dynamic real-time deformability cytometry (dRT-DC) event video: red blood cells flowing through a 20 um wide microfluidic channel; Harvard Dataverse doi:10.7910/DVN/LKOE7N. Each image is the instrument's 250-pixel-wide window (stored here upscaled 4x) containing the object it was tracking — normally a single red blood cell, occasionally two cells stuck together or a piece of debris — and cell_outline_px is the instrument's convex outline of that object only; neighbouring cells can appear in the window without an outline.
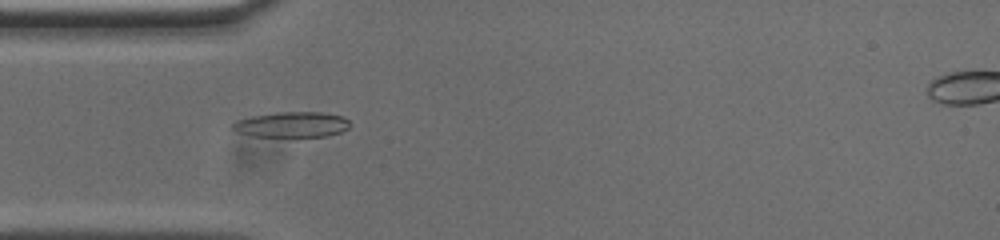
{"species": "common noctule bat (a hibernating species)", "species_latin": "Nyctalus noctula", "temperature_condition": "cold", "stored_images_in_passage": 46, "camera_frame_rate_fps": 3000, "um_per_image_px": 0.085, "animal": {"sex": "male", "body_mass_g": 20.0, "forearm_length_mm": 53.3}, "frame": {"image": 1, "passage_image": 8, "time_ms": 2.333, "image_size_px": [1000, 240], "cell_outline_px": [[352, 124], [348, 128], [340, 132], [328, 136], [252, 136], [240, 132], [232, 128], [232, 124], [236, 120], [252, 116], [276, 112], [320, 112], [344, 116]], "centroid_in_image_um": [24.85, 10.58], "position_along_channel_um": 60.2, "area_um2": 17.34}}
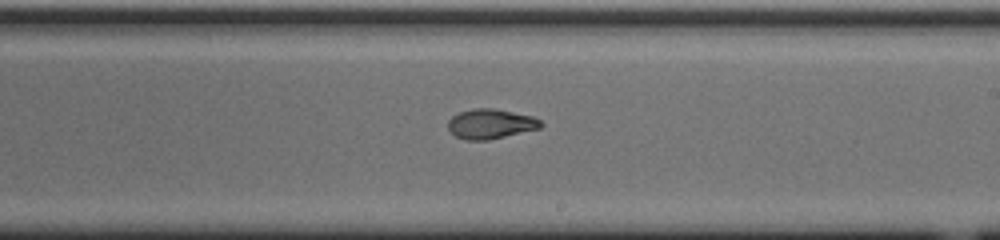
{"frame": {"image": 2, "passage_image": 23, "time_ms": 7.333, "image_size_px": [1000, 240], "cell_outline_px": [[544, 124], [540, 128], [488, 140], [464, 140], [456, 136], [448, 128], [448, 120], [452, 116], [460, 112], [472, 108], [492, 108], [532, 116], [540, 120]], "centroid_in_image_um": [41.69, 10.53], "position_along_channel_um": 247.3, "area_um2": 16.01}}
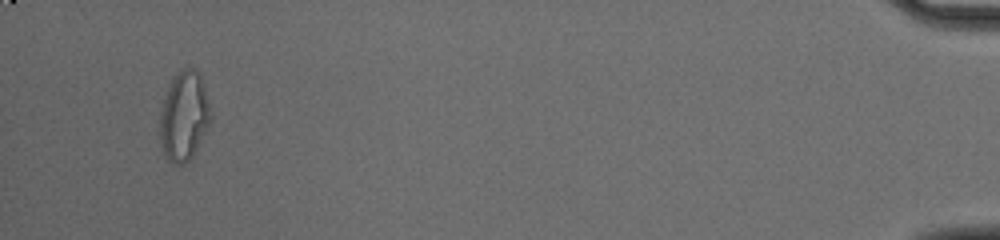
{"frame": {"image": 3, "passage_image": 44, "time_ms": 14.333, "image_size_px": [1000, 240], "cell_outline_px": [[212, 120], [192, 156], [184, 164], [172, 164], [164, 156], [160, 140], [160, 108], [164, 96], [176, 72], [180, 68], [196, 68], [200, 72], [212, 116]], "centroid_in_image_um": [15.63, 9.85], "position_along_channel_um": 419.6, "area_um2": 26.65}, "authors_computed_cell_mechanics": {"area_um2": 16.5308, "velocity_mm_per_s": 3.7434, "shape_relaxation_time_tau1_ms": 6.0917, "shape_relaxation_time_tau2_ms": 2.2017, "deformation_change_tau1": 0.2, "deformation_change_tau2": 0.0731}}